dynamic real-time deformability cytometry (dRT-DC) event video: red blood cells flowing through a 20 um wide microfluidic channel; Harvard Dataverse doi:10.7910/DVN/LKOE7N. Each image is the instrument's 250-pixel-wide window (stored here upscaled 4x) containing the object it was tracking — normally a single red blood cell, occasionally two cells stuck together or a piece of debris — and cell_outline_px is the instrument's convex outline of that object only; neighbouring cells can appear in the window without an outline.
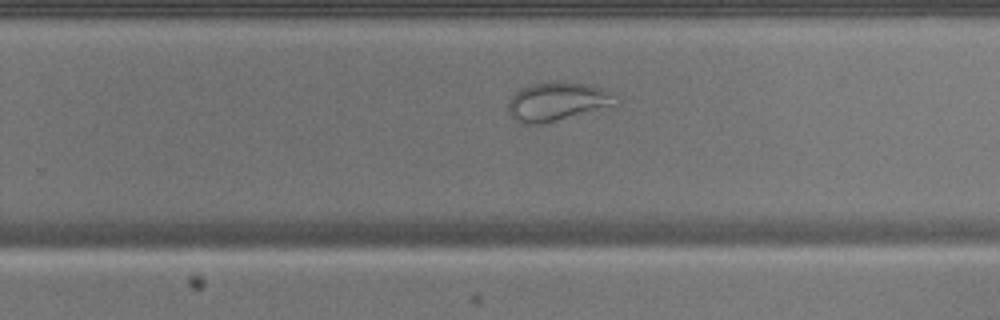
{"species": "common noctule bat (a hibernating species)", "species_latin": "Nyctalus noctula", "temperature_condition": "warm", "stored_images_in_passage": 43, "camera_frame_rate_fps": 3000, "um_per_image_px": 0.085, "animal": {"sex": "male", "body_mass_g": 17.9}, "frame": {"image": 1, "passage_image": 25, "time_ms": 8.0, "image_size_px": [1000, 320], "cell_outline_px": [[612, 100], [608, 104], [596, 108], [544, 124], [520, 124], [508, 112], [508, 100], [520, 88], [528, 84], [548, 80], [568, 80], [588, 84], [600, 88], [612, 96]], "centroid_in_image_um": [47.15, 8.58], "position_along_channel_um": 282.6, "area_um2": 23.64}}